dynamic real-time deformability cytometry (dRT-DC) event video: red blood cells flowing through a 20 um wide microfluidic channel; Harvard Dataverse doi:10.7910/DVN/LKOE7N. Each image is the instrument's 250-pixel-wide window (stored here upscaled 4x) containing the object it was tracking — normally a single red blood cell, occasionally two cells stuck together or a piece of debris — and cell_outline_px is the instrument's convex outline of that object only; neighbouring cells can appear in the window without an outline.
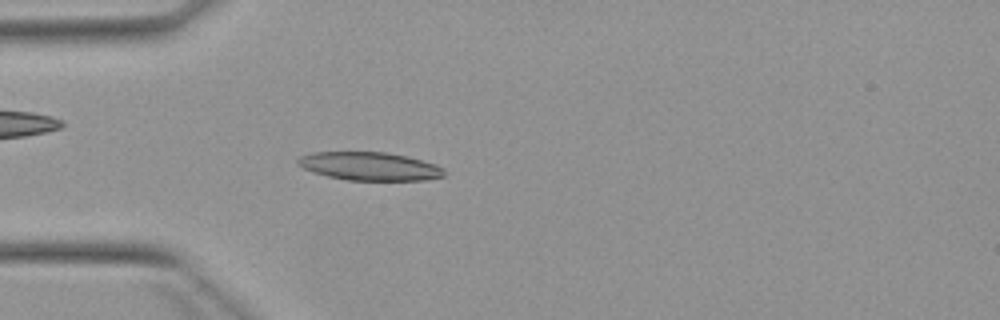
{"species": "Egyptian fruit bat (a non-hibernating species)", "species_latin": "Rousettus aegyptiacus", "temperature_condition": "warm", "stored_images_in_passage": 3, "camera_frame_rate_fps": 3000, "um_per_image_px": 0.085, "animal": {"sex": "female"}, "frame": {"image": 1, "passage_image": 3, "time_ms": 2.667, "image_size_px": [1000, 320], "cell_outline_px": [[448, 172], [444, 176], [424, 180], [348, 180], [328, 176], [304, 168], [296, 164], [296, 160], [300, 156], [312, 152], [384, 152], [408, 156], [436, 164], [444, 168]], "centroid_in_image_um": [31.46, 14.12], "position_along_channel_um": 53.5, "area_um2": 24.16}}